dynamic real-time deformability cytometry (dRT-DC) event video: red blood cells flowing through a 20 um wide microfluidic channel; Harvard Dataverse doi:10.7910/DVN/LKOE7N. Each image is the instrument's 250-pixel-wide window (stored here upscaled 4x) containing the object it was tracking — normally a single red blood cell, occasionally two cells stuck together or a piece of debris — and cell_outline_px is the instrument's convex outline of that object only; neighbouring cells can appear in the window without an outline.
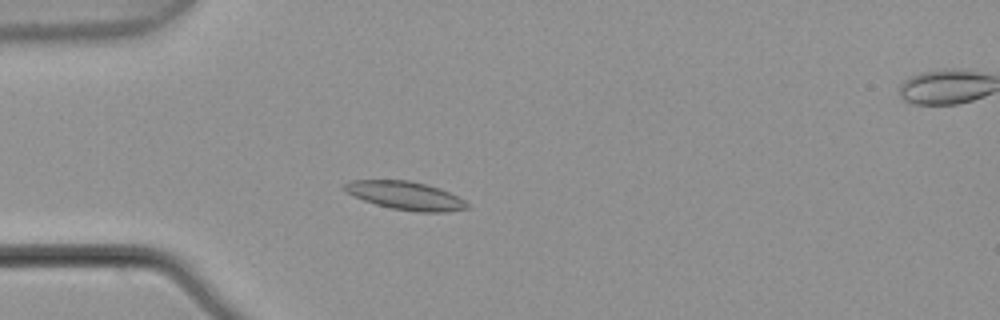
{"species": "common noctule bat (a hibernating species)", "species_latin": "Nyctalus noctula", "temperature_condition": "warm", "stored_images_in_passage": 4, "camera_frame_rate_fps": 3000, "um_per_image_px": 0.085, "animal": {"sex": "male", "body_mass_g": 21.5, "forearm_length_mm": 52.0}, "frame": {"image": 1, "passage_image": 3, "time_ms": 0.667, "image_size_px": [1000, 320], "cell_outline_px": [[468, 208], [444, 212], [416, 212], [392, 208], [376, 204], [364, 200], [340, 188], [340, 184], [352, 180], [408, 180], [428, 184], [440, 188], [464, 200], [468, 204]], "centroid_in_image_um": [34.43, 16.61], "position_along_channel_um": 50.6, "area_um2": 20.17}}